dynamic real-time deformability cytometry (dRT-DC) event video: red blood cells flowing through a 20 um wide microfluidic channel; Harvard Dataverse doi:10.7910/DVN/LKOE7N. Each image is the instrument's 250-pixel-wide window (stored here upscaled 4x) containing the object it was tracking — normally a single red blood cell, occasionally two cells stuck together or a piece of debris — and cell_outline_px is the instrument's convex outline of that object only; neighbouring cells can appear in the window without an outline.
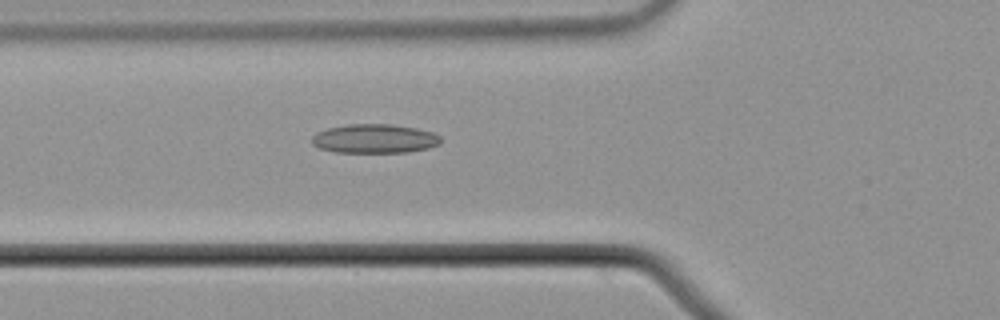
{"species": "common noctule bat (a hibernating species)", "species_latin": "Nyctalus noctula", "temperature_condition": "cold", "stored_images_in_passage": 37, "camera_frame_rate_fps": 3000, "um_per_image_px": 0.085, "animal": {"sex": "male", "body_mass_g": 21.5, "forearm_length_mm": 52.0}, "frame": {"image": 1, "passage_image": 4, "time_ms": 1.0, "image_size_px": [1000, 320], "cell_outline_px": [[440, 144], [428, 148], [408, 152], [336, 152], [320, 148], [312, 144], [312, 136], [316, 132], [328, 128], [348, 124], [392, 124], [416, 128], [432, 132], [440, 136]], "centroid_in_image_um": [31.83, 11.78], "position_along_channel_um": 94.0, "area_um2": 21.79}}
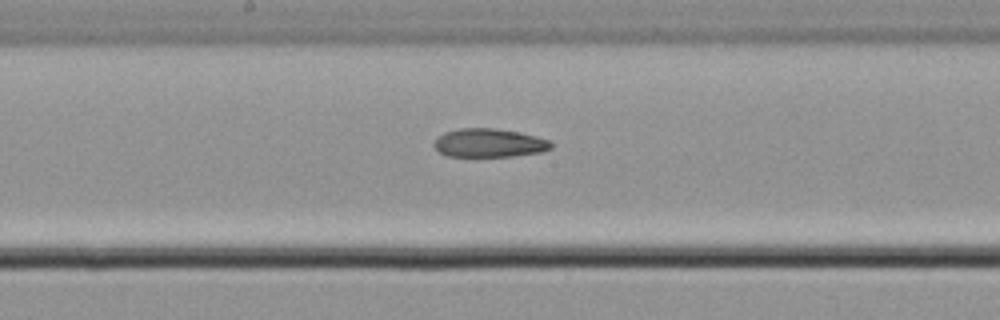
{"frame": {"image": 2, "passage_image": 13, "time_ms": 4.0, "image_size_px": [1000, 320], "cell_outline_px": [[552, 148], [540, 152], [512, 156], [448, 156], [440, 152], [432, 144], [436, 136], [444, 132], [460, 128], [496, 128], [520, 132], [536, 136], [548, 140], [552, 144]], "centroid_in_image_um": [41.54, 12.14], "position_along_channel_um": 206.7, "area_um2": 19.54}}
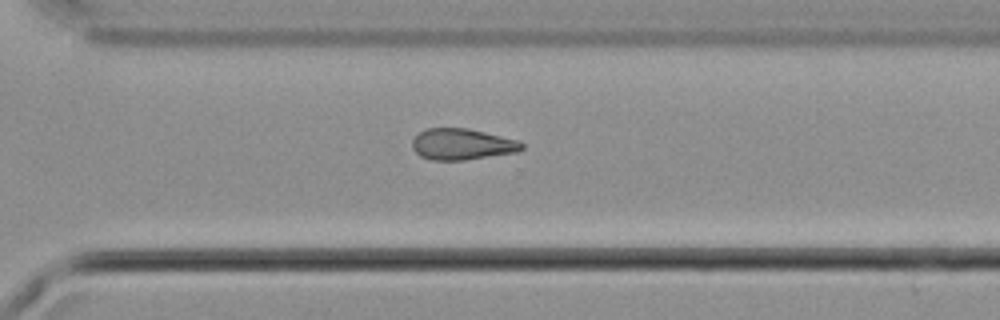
{"frame": {"image": 3, "passage_image": 23, "time_ms": 7.333, "image_size_px": [1000, 320], "cell_outline_px": [[524, 148], [516, 152], [464, 160], [432, 160], [420, 156], [412, 148], [412, 140], [424, 128], [468, 128], [520, 140], [524, 144]], "centroid_in_image_um": [39.28, 12.25], "position_along_channel_um": 331.3, "area_um2": 20.0}}